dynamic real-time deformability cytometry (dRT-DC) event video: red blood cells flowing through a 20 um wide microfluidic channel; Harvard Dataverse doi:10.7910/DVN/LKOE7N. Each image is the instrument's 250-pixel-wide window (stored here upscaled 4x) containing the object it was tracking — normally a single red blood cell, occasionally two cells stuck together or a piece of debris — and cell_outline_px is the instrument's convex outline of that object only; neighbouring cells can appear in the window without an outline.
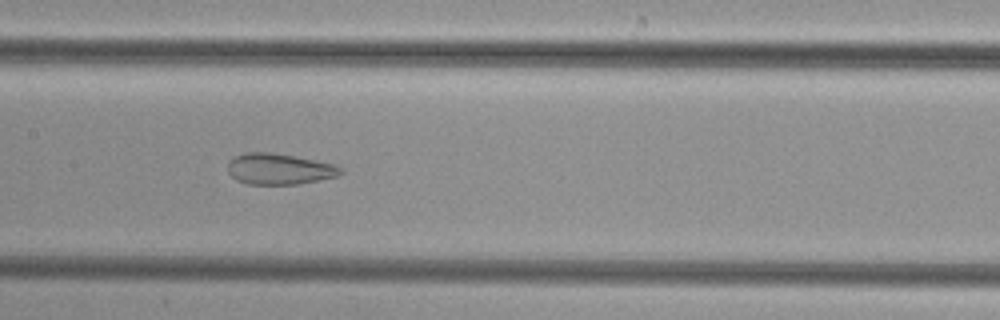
{"species": "common noctule bat (a hibernating species)", "species_latin": "Nyctalus noctula", "temperature_condition": "cold", "stored_images_in_passage": 40, "camera_frame_rate_fps": 3000, "um_per_image_px": 0.085, "animal": {"sex": "female", "body_mass_g": 29.2, "forearm_length_mm": 56.3}, "frame": {"image": 1, "passage_image": 14, "time_ms": 4.333, "image_size_px": [1000, 320], "cell_outline_px": [[344, 172], [340, 176], [320, 180], [296, 184], [248, 184], [236, 180], [228, 172], [228, 160], [244, 152], [268, 152], [296, 156], [336, 164]], "centroid_in_image_um": [23.76, 14.36], "position_along_channel_um": 183.6, "area_um2": 20.58}}
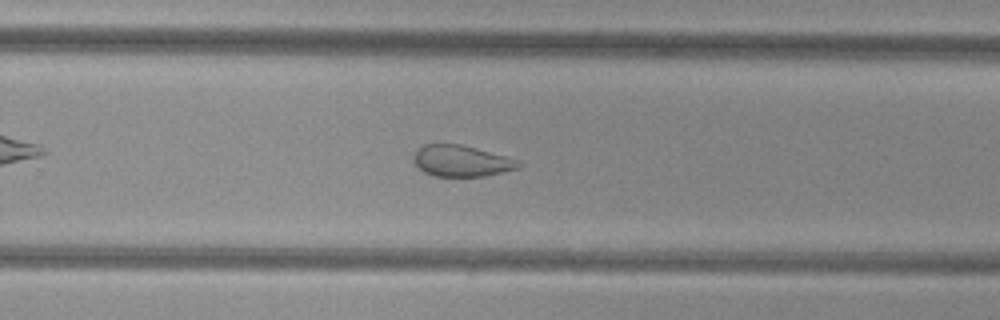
{"frame": {"image": 2, "passage_image": 22, "time_ms": 7.0, "image_size_px": [1000, 320], "cell_outline_px": [[524, 164], [520, 168], [484, 176], [432, 176], [424, 172], [412, 160], [412, 156], [416, 148], [424, 144], [460, 144], [508, 156], [520, 160]], "centroid_in_image_um": [39.24, 13.67], "position_along_channel_um": 290.6, "area_um2": 19.42}}
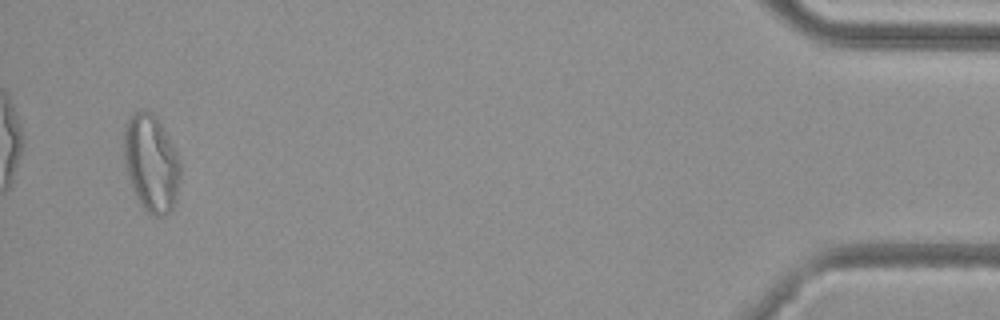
{"frame": {"image": 3, "passage_image": 38, "time_ms": 12.333, "image_size_px": [1000, 320], "cell_outline_px": [[180, 176], [176, 196], [172, 208], [164, 216], [152, 216], [140, 204], [132, 188], [124, 164], [124, 128], [128, 116], [140, 108], [152, 112], [156, 116], [176, 152], [180, 160]], "centroid_in_image_um": [12.83, 13.84], "position_along_channel_um": 422.4, "area_um2": 31.96}}